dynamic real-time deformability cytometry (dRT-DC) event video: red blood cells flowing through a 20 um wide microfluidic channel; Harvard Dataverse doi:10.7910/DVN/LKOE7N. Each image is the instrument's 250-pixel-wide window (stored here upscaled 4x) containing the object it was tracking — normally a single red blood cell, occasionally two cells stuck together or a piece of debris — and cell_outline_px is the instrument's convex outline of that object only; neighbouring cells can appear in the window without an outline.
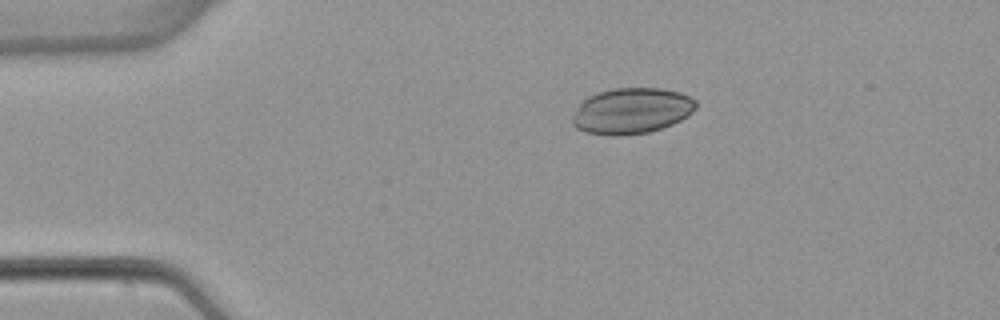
{"species": "common noctule bat (a hibernating species)", "species_latin": "Nyctalus noctula", "temperature_condition": "warm", "stored_images_in_passage": 46, "camera_frame_rate_fps": 3000, "um_per_image_px": 0.085, "animal": {"sex": "female", "body_mass_g": 22.7, "forearm_length_mm": 54.2}, "frame": {"image": 1, "passage_image": 4, "time_ms": 1.0, "image_size_px": [1000, 320], "cell_outline_px": [[696, 108], [688, 116], [672, 124], [648, 132], [616, 136], [608, 136], [584, 132], [576, 128], [572, 124], [572, 116], [580, 104], [588, 96], [596, 92], [612, 88], [660, 88], [680, 92], [696, 100]], "centroid_in_image_um": [53.67, 9.42], "position_along_channel_um": 31.3, "area_um2": 33.18}}
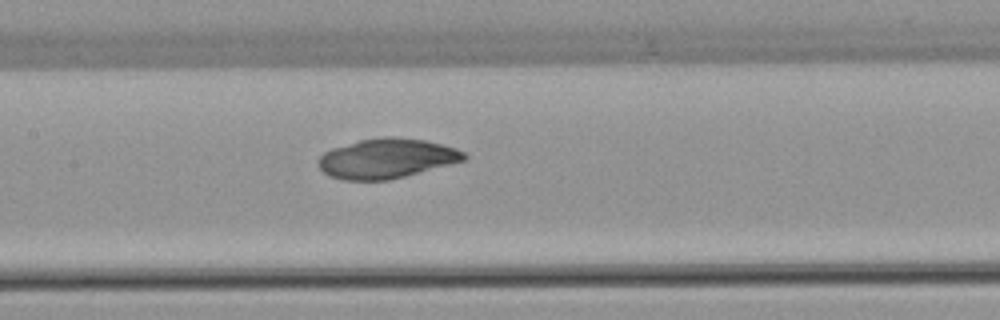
{"frame": {"image": 2, "passage_image": 19, "time_ms": 6.0, "image_size_px": [1000, 320], "cell_outline_px": [[468, 156], [464, 160], [404, 176], [388, 180], [344, 180], [328, 176], [316, 164], [320, 156], [324, 152], [332, 148], [360, 140], [380, 136], [392, 136], [424, 140], [456, 148], [464, 152]], "centroid_in_image_um": [32.82, 13.46], "position_along_channel_um": 174.6, "area_um2": 33.58}}
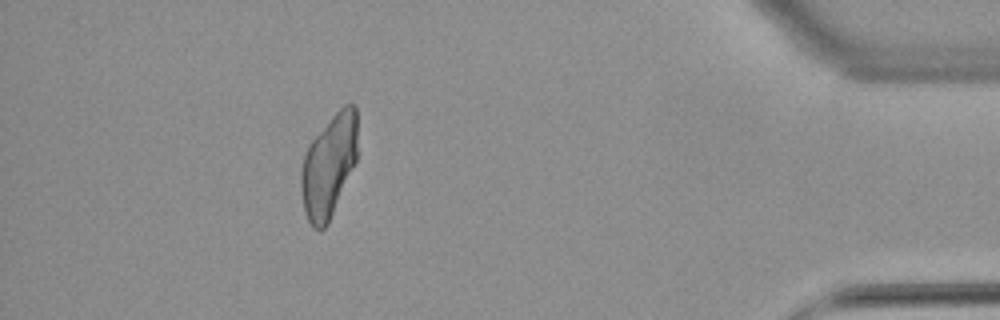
{"frame": {"image": 3, "passage_image": 41, "time_ms": 13.333, "image_size_px": [1000, 320], "cell_outline_px": [[356, 160], [328, 224], [320, 232], [312, 228], [308, 220], [304, 208], [300, 188], [300, 172], [304, 156], [312, 140], [332, 116], [344, 104], [352, 104], [356, 108]], "centroid_in_image_um": [27.93, 14.14], "position_along_channel_um": 407.3, "area_um2": 33.29}}